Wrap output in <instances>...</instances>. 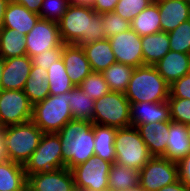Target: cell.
<instances>
[{
	"label": "cell",
	"mask_w": 190,
	"mask_h": 191,
	"mask_svg": "<svg viewBox=\"0 0 190 191\" xmlns=\"http://www.w3.org/2000/svg\"><path fill=\"white\" fill-rule=\"evenodd\" d=\"M101 25V14L92 7L71 3L58 22L62 42L78 46L106 39Z\"/></svg>",
	"instance_id": "obj_1"
},
{
	"label": "cell",
	"mask_w": 190,
	"mask_h": 191,
	"mask_svg": "<svg viewBox=\"0 0 190 191\" xmlns=\"http://www.w3.org/2000/svg\"><path fill=\"white\" fill-rule=\"evenodd\" d=\"M58 135L66 168L72 170L94 156V123L72 119L63 126Z\"/></svg>",
	"instance_id": "obj_2"
},
{
	"label": "cell",
	"mask_w": 190,
	"mask_h": 191,
	"mask_svg": "<svg viewBox=\"0 0 190 191\" xmlns=\"http://www.w3.org/2000/svg\"><path fill=\"white\" fill-rule=\"evenodd\" d=\"M169 87L155 66L143 65L134 68L125 96L130 103L166 102Z\"/></svg>",
	"instance_id": "obj_3"
},
{
	"label": "cell",
	"mask_w": 190,
	"mask_h": 191,
	"mask_svg": "<svg viewBox=\"0 0 190 191\" xmlns=\"http://www.w3.org/2000/svg\"><path fill=\"white\" fill-rule=\"evenodd\" d=\"M43 134L44 132L32 120L3 127L8 160L24 166L38 147Z\"/></svg>",
	"instance_id": "obj_4"
},
{
	"label": "cell",
	"mask_w": 190,
	"mask_h": 191,
	"mask_svg": "<svg viewBox=\"0 0 190 191\" xmlns=\"http://www.w3.org/2000/svg\"><path fill=\"white\" fill-rule=\"evenodd\" d=\"M71 90L60 95H49L43 101L33 105L32 121L44 133H58L73 119L69 107Z\"/></svg>",
	"instance_id": "obj_5"
},
{
	"label": "cell",
	"mask_w": 190,
	"mask_h": 191,
	"mask_svg": "<svg viewBox=\"0 0 190 191\" xmlns=\"http://www.w3.org/2000/svg\"><path fill=\"white\" fill-rule=\"evenodd\" d=\"M114 148L116 163L138 171L152 158L138 129L133 126L117 129Z\"/></svg>",
	"instance_id": "obj_6"
},
{
	"label": "cell",
	"mask_w": 190,
	"mask_h": 191,
	"mask_svg": "<svg viewBox=\"0 0 190 191\" xmlns=\"http://www.w3.org/2000/svg\"><path fill=\"white\" fill-rule=\"evenodd\" d=\"M130 110L125 93L110 91L95 100L92 123L117 129L130 127Z\"/></svg>",
	"instance_id": "obj_7"
},
{
	"label": "cell",
	"mask_w": 190,
	"mask_h": 191,
	"mask_svg": "<svg viewBox=\"0 0 190 191\" xmlns=\"http://www.w3.org/2000/svg\"><path fill=\"white\" fill-rule=\"evenodd\" d=\"M58 133H44L38 147L24 165L26 176L65 168Z\"/></svg>",
	"instance_id": "obj_8"
},
{
	"label": "cell",
	"mask_w": 190,
	"mask_h": 191,
	"mask_svg": "<svg viewBox=\"0 0 190 191\" xmlns=\"http://www.w3.org/2000/svg\"><path fill=\"white\" fill-rule=\"evenodd\" d=\"M111 163L94 155L86 162L74 167L76 191H109L108 175Z\"/></svg>",
	"instance_id": "obj_9"
},
{
	"label": "cell",
	"mask_w": 190,
	"mask_h": 191,
	"mask_svg": "<svg viewBox=\"0 0 190 191\" xmlns=\"http://www.w3.org/2000/svg\"><path fill=\"white\" fill-rule=\"evenodd\" d=\"M178 179V164L162 156H152L139 170V187L143 191H158Z\"/></svg>",
	"instance_id": "obj_10"
},
{
	"label": "cell",
	"mask_w": 190,
	"mask_h": 191,
	"mask_svg": "<svg viewBox=\"0 0 190 191\" xmlns=\"http://www.w3.org/2000/svg\"><path fill=\"white\" fill-rule=\"evenodd\" d=\"M33 105L23 90H0V127L32 120Z\"/></svg>",
	"instance_id": "obj_11"
},
{
	"label": "cell",
	"mask_w": 190,
	"mask_h": 191,
	"mask_svg": "<svg viewBox=\"0 0 190 191\" xmlns=\"http://www.w3.org/2000/svg\"><path fill=\"white\" fill-rule=\"evenodd\" d=\"M27 55L32 58L45 50L57 48L63 44L58 23L39 19L32 30L25 35Z\"/></svg>",
	"instance_id": "obj_12"
},
{
	"label": "cell",
	"mask_w": 190,
	"mask_h": 191,
	"mask_svg": "<svg viewBox=\"0 0 190 191\" xmlns=\"http://www.w3.org/2000/svg\"><path fill=\"white\" fill-rule=\"evenodd\" d=\"M108 40L111 43L116 62L133 68L144 65L141 36L131 28L109 37Z\"/></svg>",
	"instance_id": "obj_13"
},
{
	"label": "cell",
	"mask_w": 190,
	"mask_h": 191,
	"mask_svg": "<svg viewBox=\"0 0 190 191\" xmlns=\"http://www.w3.org/2000/svg\"><path fill=\"white\" fill-rule=\"evenodd\" d=\"M27 187L32 191H76L73 173L66 167L27 176Z\"/></svg>",
	"instance_id": "obj_14"
},
{
	"label": "cell",
	"mask_w": 190,
	"mask_h": 191,
	"mask_svg": "<svg viewBox=\"0 0 190 191\" xmlns=\"http://www.w3.org/2000/svg\"><path fill=\"white\" fill-rule=\"evenodd\" d=\"M31 68L28 55L4 59L0 90H23Z\"/></svg>",
	"instance_id": "obj_15"
},
{
	"label": "cell",
	"mask_w": 190,
	"mask_h": 191,
	"mask_svg": "<svg viewBox=\"0 0 190 191\" xmlns=\"http://www.w3.org/2000/svg\"><path fill=\"white\" fill-rule=\"evenodd\" d=\"M62 60L71 82L76 87L92 72L82 46L63 43Z\"/></svg>",
	"instance_id": "obj_16"
},
{
	"label": "cell",
	"mask_w": 190,
	"mask_h": 191,
	"mask_svg": "<svg viewBox=\"0 0 190 191\" xmlns=\"http://www.w3.org/2000/svg\"><path fill=\"white\" fill-rule=\"evenodd\" d=\"M131 126L153 122L171 121L170 107L166 102H140L130 103Z\"/></svg>",
	"instance_id": "obj_17"
},
{
	"label": "cell",
	"mask_w": 190,
	"mask_h": 191,
	"mask_svg": "<svg viewBox=\"0 0 190 191\" xmlns=\"http://www.w3.org/2000/svg\"><path fill=\"white\" fill-rule=\"evenodd\" d=\"M157 5L162 32H170L190 19V0H166Z\"/></svg>",
	"instance_id": "obj_18"
},
{
	"label": "cell",
	"mask_w": 190,
	"mask_h": 191,
	"mask_svg": "<svg viewBox=\"0 0 190 191\" xmlns=\"http://www.w3.org/2000/svg\"><path fill=\"white\" fill-rule=\"evenodd\" d=\"M154 66L164 80L171 85L190 73V54L170 50Z\"/></svg>",
	"instance_id": "obj_19"
},
{
	"label": "cell",
	"mask_w": 190,
	"mask_h": 191,
	"mask_svg": "<svg viewBox=\"0 0 190 191\" xmlns=\"http://www.w3.org/2000/svg\"><path fill=\"white\" fill-rule=\"evenodd\" d=\"M152 156H164L169 139V121L140 124L137 127Z\"/></svg>",
	"instance_id": "obj_20"
},
{
	"label": "cell",
	"mask_w": 190,
	"mask_h": 191,
	"mask_svg": "<svg viewBox=\"0 0 190 191\" xmlns=\"http://www.w3.org/2000/svg\"><path fill=\"white\" fill-rule=\"evenodd\" d=\"M39 19L40 15L10 0L5 9L2 27L16 29L19 33L21 32L26 35L32 30Z\"/></svg>",
	"instance_id": "obj_21"
},
{
	"label": "cell",
	"mask_w": 190,
	"mask_h": 191,
	"mask_svg": "<svg viewBox=\"0 0 190 191\" xmlns=\"http://www.w3.org/2000/svg\"><path fill=\"white\" fill-rule=\"evenodd\" d=\"M190 153V139L186 125L169 121V139L164 158L178 163Z\"/></svg>",
	"instance_id": "obj_22"
},
{
	"label": "cell",
	"mask_w": 190,
	"mask_h": 191,
	"mask_svg": "<svg viewBox=\"0 0 190 191\" xmlns=\"http://www.w3.org/2000/svg\"><path fill=\"white\" fill-rule=\"evenodd\" d=\"M92 72H103L110 65L116 63V59L110 41L106 38L82 45Z\"/></svg>",
	"instance_id": "obj_23"
},
{
	"label": "cell",
	"mask_w": 190,
	"mask_h": 191,
	"mask_svg": "<svg viewBox=\"0 0 190 191\" xmlns=\"http://www.w3.org/2000/svg\"><path fill=\"white\" fill-rule=\"evenodd\" d=\"M144 65L154 66L170 51L168 32L141 36Z\"/></svg>",
	"instance_id": "obj_24"
},
{
	"label": "cell",
	"mask_w": 190,
	"mask_h": 191,
	"mask_svg": "<svg viewBox=\"0 0 190 191\" xmlns=\"http://www.w3.org/2000/svg\"><path fill=\"white\" fill-rule=\"evenodd\" d=\"M116 132L117 128L94 124V155L111 164L115 163L116 160L114 148Z\"/></svg>",
	"instance_id": "obj_25"
},
{
	"label": "cell",
	"mask_w": 190,
	"mask_h": 191,
	"mask_svg": "<svg viewBox=\"0 0 190 191\" xmlns=\"http://www.w3.org/2000/svg\"><path fill=\"white\" fill-rule=\"evenodd\" d=\"M26 187L23 165L10 160L0 162V191H24Z\"/></svg>",
	"instance_id": "obj_26"
},
{
	"label": "cell",
	"mask_w": 190,
	"mask_h": 191,
	"mask_svg": "<svg viewBox=\"0 0 190 191\" xmlns=\"http://www.w3.org/2000/svg\"><path fill=\"white\" fill-rule=\"evenodd\" d=\"M23 91L32 105L43 101L48 97L50 92L47 80V70H44L39 66L32 65Z\"/></svg>",
	"instance_id": "obj_27"
},
{
	"label": "cell",
	"mask_w": 190,
	"mask_h": 191,
	"mask_svg": "<svg viewBox=\"0 0 190 191\" xmlns=\"http://www.w3.org/2000/svg\"><path fill=\"white\" fill-rule=\"evenodd\" d=\"M0 55L4 59L27 55L25 34L16 29L0 28Z\"/></svg>",
	"instance_id": "obj_28"
},
{
	"label": "cell",
	"mask_w": 190,
	"mask_h": 191,
	"mask_svg": "<svg viewBox=\"0 0 190 191\" xmlns=\"http://www.w3.org/2000/svg\"><path fill=\"white\" fill-rule=\"evenodd\" d=\"M130 25L131 29L140 36L161 32L158 5L151 3L130 22Z\"/></svg>",
	"instance_id": "obj_29"
},
{
	"label": "cell",
	"mask_w": 190,
	"mask_h": 191,
	"mask_svg": "<svg viewBox=\"0 0 190 191\" xmlns=\"http://www.w3.org/2000/svg\"><path fill=\"white\" fill-rule=\"evenodd\" d=\"M108 185L109 191L139 186V171L115 162L110 166Z\"/></svg>",
	"instance_id": "obj_30"
},
{
	"label": "cell",
	"mask_w": 190,
	"mask_h": 191,
	"mask_svg": "<svg viewBox=\"0 0 190 191\" xmlns=\"http://www.w3.org/2000/svg\"><path fill=\"white\" fill-rule=\"evenodd\" d=\"M133 71V67L116 62L101 73L111 91L125 93Z\"/></svg>",
	"instance_id": "obj_31"
},
{
	"label": "cell",
	"mask_w": 190,
	"mask_h": 191,
	"mask_svg": "<svg viewBox=\"0 0 190 191\" xmlns=\"http://www.w3.org/2000/svg\"><path fill=\"white\" fill-rule=\"evenodd\" d=\"M47 80L50 95H60L61 93L69 92L75 87L65 70L62 58L52 63L47 69Z\"/></svg>",
	"instance_id": "obj_32"
},
{
	"label": "cell",
	"mask_w": 190,
	"mask_h": 191,
	"mask_svg": "<svg viewBox=\"0 0 190 191\" xmlns=\"http://www.w3.org/2000/svg\"><path fill=\"white\" fill-rule=\"evenodd\" d=\"M95 100L90 99L79 86L71 90L69 101L73 119L87 120L92 122Z\"/></svg>",
	"instance_id": "obj_33"
},
{
	"label": "cell",
	"mask_w": 190,
	"mask_h": 191,
	"mask_svg": "<svg viewBox=\"0 0 190 191\" xmlns=\"http://www.w3.org/2000/svg\"><path fill=\"white\" fill-rule=\"evenodd\" d=\"M79 88L93 100H97L111 90L102 73L91 72L79 85Z\"/></svg>",
	"instance_id": "obj_34"
},
{
	"label": "cell",
	"mask_w": 190,
	"mask_h": 191,
	"mask_svg": "<svg viewBox=\"0 0 190 191\" xmlns=\"http://www.w3.org/2000/svg\"><path fill=\"white\" fill-rule=\"evenodd\" d=\"M170 50L190 54V19L168 32Z\"/></svg>",
	"instance_id": "obj_35"
},
{
	"label": "cell",
	"mask_w": 190,
	"mask_h": 191,
	"mask_svg": "<svg viewBox=\"0 0 190 191\" xmlns=\"http://www.w3.org/2000/svg\"><path fill=\"white\" fill-rule=\"evenodd\" d=\"M101 21V28L105 31L107 39L131 28L130 21L125 20L114 11L102 13Z\"/></svg>",
	"instance_id": "obj_36"
},
{
	"label": "cell",
	"mask_w": 190,
	"mask_h": 191,
	"mask_svg": "<svg viewBox=\"0 0 190 191\" xmlns=\"http://www.w3.org/2000/svg\"><path fill=\"white\" fill-rule=\"evenodd\" d=\"M70 4L69 0H43L40 18L58 23Z\"/></svg>",
	"instance_id": "obj_37"
},
{
	"label": "cell",
	"mask_w": 190,
	"mask_h": 191,
	"mask_svg": "<svg viewBox=\"0 0 190 191\" xmlns=\"http://www.w3.org/2000/svg\"><path fill=\"white\" fill-rule=\"evenodd\" d=\"M167 103L172 122L190 124V99L168 98Z\"/></svg>",
	"instance_id": "obj_38"
},
{
	"label": "cell",
	"mask_w": 190,
	"mask_h": 191,
	"mask_svg": "<svg viewBox=\"0 0 190 191\" xmlns=\"http://www.w3.org/2000/svg\"><path fill=\"white\" fill-rule=\"evenodd\" d=\"M151 4L150 0H118L114 12L128 21H132L142 10Z\"/></svg>",
	"instance_id": "obj_39"
},
{
	"label": "cell",
	"mask_w": 190,
	"mask_h": 191,
	"mask_svg": "<svg viewBox=\"0 0 190 191\" xmlns=\"http://www.w3.org/2000/svg\"><path fill=\"white\" fill-rule=\"evenodd\" d=\"M63 44L57 48L45 50L39 55L31 58L32 65L39 66L44 70L49 69L52 63L59 61L62 58Z\"/></svg>",
	"instance_id": "obj_40"
},
{
	"label": "cell",
	"mask_w": 190,
	"mask_h": 191,
	"mask_svg": "<svg viewBox=\"0 0 190 191\" xmlns=\"http://www.w3.org/2000/svg\"><path fill=\"white\" fill-rule=\"evenodd\" d=\"M169 98L190 99V73L170 85Z\"/></svg>",
	"instance_id": "obj_41"
},
{
	"label": "cell",
	"mask_w": 190,
	"mask_h": 191,
	"mask_svg": "<svg viewBox=\"0 0 190 191\" xmlns=\"http://www.w3.org/2000/svg\"><path fill=\"white\" fill-rule=\"evenodd\" d=\"M177 164L179 180L190 188V153Z\"/></svg>",
	"instance_id": "obj_42"
},
{
	"label": "cell",
	"mask_w": 190,
	"mask_h": 191,
	"mask_svg": "<svg viewBox=\"0 0 190 191\" xmlns=\"http://www.w3.org/2000/svg\"><path fill=\"white\" fill-rule=\"evenodd\" d=\"M118 0H95L92 8L96 13L112 12L116 8Z\"/></svg>",
	"instance_id": "obj_43"
},
{
	"label": "cell",
	"mask_w": 190,
	"mask_h": 191,
	"mask_svg": "<svg viewBox=\"0 0 190 191\" xmlns=\"http://www.w3.org/2000/svg\"><path fill=\"white\" fill-rule=\"evenodd\" d=\"M15 3L23 5L29 11L39 15L43 0H13Z\"/></svg>",
	"instance_id": "obj_44"
},
{
	"label": "cell",
	"mask_w": 190,
	"mask_h": 191,
	"mask_svg": "<svg viewBox=\"0 0 190 191\" xmlns=\"http://www.w3.org/2000/svg\"><path fill=\"white\" fill-rule=\"evenodd\" d=\"M158 191H190V188L178 179L176 182L164 186Z\"/></svg>",
	"instance_id": "obj_45"
},
{
	"label": "cell",
	"mask_w": 190,
	"mask_h": 191,
	"mask_svg": "<svg viewBox=\"0 0 190 191\" xmlns=\"http://www.w3.org/2000/svg\"><path fill=\"white\" fill-rule=\"evenodd\" d=\"M8 160L3 138V128L0 127V162Z\"/></svg>",
	"instance_id": "obj_46"
},
{
	"label": "cell",
	"mask_w": 190,
	"mask_h": 191,
	"mask_svg": "<svg viewBox=\"0 0 190 191\" xmlns=\"http://www.w3.org/2000/svg\"><path fill=\"white\" fill-rule=\"evenodd\" d=\"M10 0H0V28L2 27L4 21L5 9Z\"/></svg>",
	"instance_id": "obj_47"
},
{
	"label": "cell",
	"mask_w": 190,
	"mask_h": 191,
	"mask_svg": "<svg viewBox=\"0 0 190 191\" xmlns=\"http://www.w3.org/2000/svg\"><path fill=\"white\" fill-rule=\"evenodd\" d=\"M71 4H76V5H83V6H89L92 7L94 4L95 0H69Z\"/></svg>",
	"instance_id": "obj_48"
},
{
	"label": "cell",
	"mask_w": 190,
	"mask_h": 191,
	"mask_svg": "<svg viewBox=\"0 0 190 191\" xmlns=\"http://www.w3.org/2000/svg\"><path fill=\"white\" fill-rule=\"evenodd\" d=\"M115 191H143V190L139 186H134L132 188L115 190Z\"/></svg>",
	"instance_id": "obj_49"
},
{
	"label": "cell",
	"mask_w": 190,
	"mask_h": 191,
	"mask_svg": "<svg viewBox=\"0 0 190 191\" xmlns=\"http://www.w3.org/2000/svg\"><path fill=\"white\" fill-rule=\"evenodd\" d=\"M3 67H4V58L0 55V82L2 78Z\"/></svg>",
	"instance_id": "obj_50"
},
{
	"label": "cell",
	"mask_w": 190,
	"mask_h": 191,
	"mask_svg": "<svg viewBox=\"0 0 190 191\" xmlns=\"http://www.w3.org/2000/svg\"><path fill=\"white\" fill-rule=\"evenodd\" d=\"M153 4H158L160 2L166 1V0H150Z\"/></svg>",
	"instance_id": "obj_51"
},
{
	"label": "cell",
	"mask_w": 190,
	"mask_h": 191,
	"mask_svg": "<svg viewBox=\"0 0 190 191\" xmlns=\"http://www.w3.org/2000/svg\"><path fill=\"white\" fill-rule=\"evenodd\" d=\"M188 137L190 139V124L186 125Z\"/></svg>",
	"instance_id": "obj_52"
},
{
	"label": "cell",
	"mask_w": 190,
	"mask_h": 191,
	"mask_svg": "<svg viewBox=\"0 0 190 191\" xmlns=\"http://www.w3.org/2000/svg\"><path fill=\"white\" fill-rule=\"evenodd\" d=\"M24 191H32V190H30L28 187H26Z\"/></svg>",
	"instance_id": "obj_53"
}]
</instances>
